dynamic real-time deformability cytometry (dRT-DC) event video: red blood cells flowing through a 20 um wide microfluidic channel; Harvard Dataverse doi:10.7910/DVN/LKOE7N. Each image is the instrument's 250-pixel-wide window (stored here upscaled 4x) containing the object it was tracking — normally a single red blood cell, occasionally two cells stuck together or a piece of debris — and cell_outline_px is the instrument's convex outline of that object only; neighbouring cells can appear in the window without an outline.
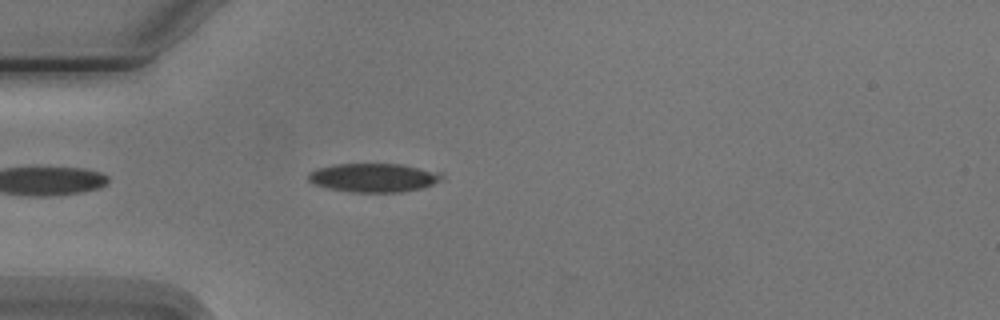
{"species": "Egyptian fruit bat (a non-hibernating species)", "species_latin": "Rousettus aegyptiacus", "temperature_condition": "cold", "stored_images_in_passage": 4, "camera_frame_rate_fps": 3000, "um_per_image_px": 0.085, "animal": {"sex": "male"}, "frame": {"image": 1, "passage_image": 3, "time_ms": 2.333, "image_size_px": [1000, 320], "cell_outline_px": [[444, 180], [420, 188], [400, 192], [352, 192], [328, 188], [316, 184], [308, 180], [308, 172], [316, 168], [336, 164], [400, 164], [444, 172]], "centroid_in_image_um": [31.8, 15.09], "position_along_channel_um": 53.2, "area_um2": 22.48}}